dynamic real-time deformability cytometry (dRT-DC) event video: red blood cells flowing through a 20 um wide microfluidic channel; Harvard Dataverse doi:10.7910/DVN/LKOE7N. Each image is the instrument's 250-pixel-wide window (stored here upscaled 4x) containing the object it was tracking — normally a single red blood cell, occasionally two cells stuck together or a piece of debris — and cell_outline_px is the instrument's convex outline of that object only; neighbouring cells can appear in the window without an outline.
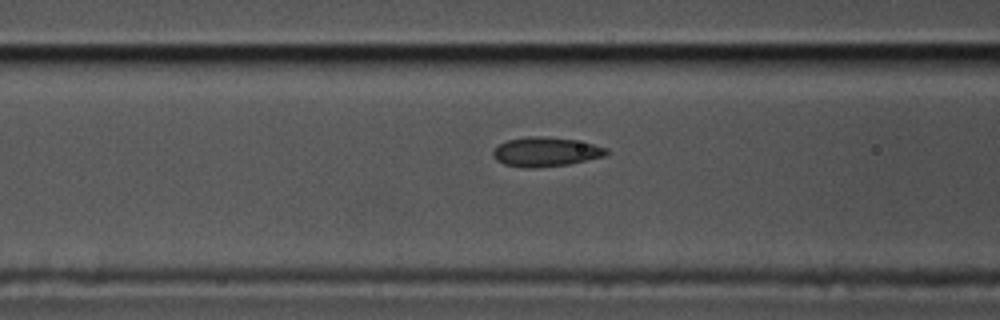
{"species": "common noctule bat (a hibernating species)", "species_latin": "Nyctalus noctula", "temperature_condition": "cold", "stored_images_in_passage": 38, "camera_frame_rate_fps": 3000, "um_per_image_px": 0.085, "animal": {"sex": "male", "body_mass_g": 17.5, "forearm_length_mm": 52.3}, "frame": {"image": 1, "passage_image": 7, "time_ms": 2.0, "image_size_px": [1000, 320], "cell_outline_px": [[612, 152], [608, 156], [568, 164], [536, 168], [524, 168], [504, 164], [496, 160], [492, 156], [492, 152], [500, 144], [508, 140], [532, 136], [536, 136], [572, 140], [592, 144], [608, 148]], "centroid_in_image_um": [46.43, 12.93], "position_along_channel_um": 120.2, "area_um2": 19.31}}
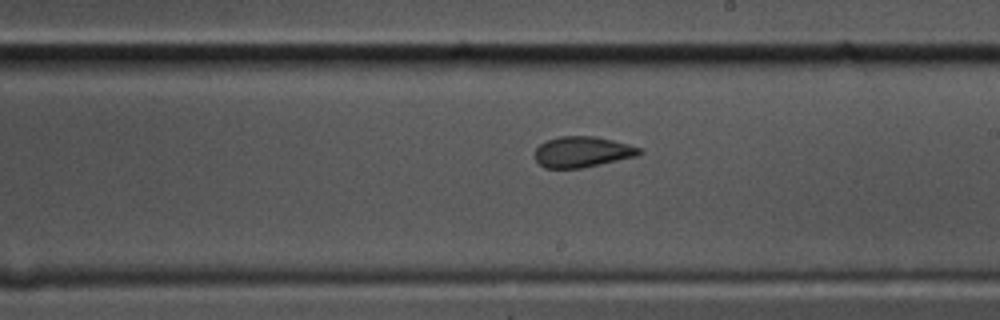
{"frame": {"image": 2, "passage_image": 17, "time_ms": 5.333, "image_size_px": [1000, 320], "cell_outline_px": [[644, 152], [636, 156], [600, 164], [580, 168], [544, 168], [536, 160], [536, 148], [540, 144], [548, 140], [560, 136], [596, 136], [628, 144], [640, 148]], "centroid_in_image_um": [49.5, 12.91], "position_along_channel_um": 239.5, "area_um2": 18.55}}
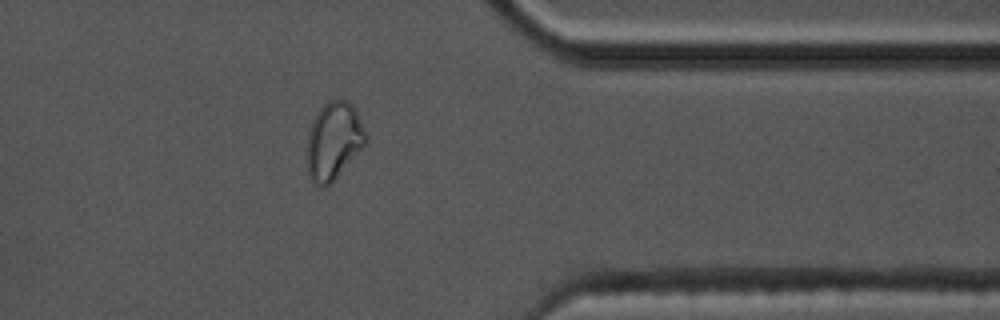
{"frame": {"image": 3, "passage_image": 30, "time_ms": 9.667, "image_size_px": [1000, 320], "cell_outline_px": [[368, 140], [336, 176], [324, 188], [312, 184], [308, 176], [308, 132], [312, 120], [320, 108], [328, 100], [348, 100], [356, 108], [368, 136]], "centroid_in_image_um": [28.36, 11.94], "position_along_channel_um": 383.0, "area_um2": 26.36}, "authors_computed_cell_mechanics": {"area_um2": 19.2763, "velocity_mm_per_s": 3.587, "shape_relaxation_time_tau1_ms": null, "shape_relaxation_time_tau2_ms": 1.5209, "deformation_change_tau1": null, "deformation_change_tau2": 0.0732}}